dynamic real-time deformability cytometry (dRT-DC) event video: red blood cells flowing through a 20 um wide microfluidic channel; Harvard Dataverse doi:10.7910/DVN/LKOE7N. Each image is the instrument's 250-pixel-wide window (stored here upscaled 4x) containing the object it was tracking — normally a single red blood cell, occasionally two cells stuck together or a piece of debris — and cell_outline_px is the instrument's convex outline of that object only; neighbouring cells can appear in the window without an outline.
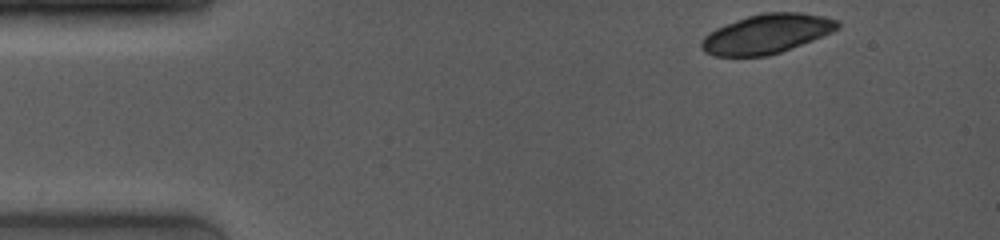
{"species": "common noctule bat (a hibernating species)", "species_latin": "Nyctalus noctula", "temperature_condition": "room temperature", "stored_images_in_passage": 12, "camera_frame_rate_fps": 4000, "um_per_image_px": 0.085, "animal": {"sex": "female", "body_mass_g": 19.0, "forearm_length_mm": 53.3}, "frame": {"image": 1, "passage_image": 1, "time_ms": 0.0, "image_size_px": [1000, 240], "cell_outline_px": [[840, 28], [832, 32], [812, 40], [780, 52], [768, 56], [716, 56], [704, 52], [700, 48], [700, 44], [704, 36], [708, 32], [716, 28], [748, 16], [764, 12], [800, 12], [824, 16], [840, 20]], "centroid_in_image_um": [65.17, 2.87], "position_along_channel_um": 19.8, "area_um2": 31.21}}